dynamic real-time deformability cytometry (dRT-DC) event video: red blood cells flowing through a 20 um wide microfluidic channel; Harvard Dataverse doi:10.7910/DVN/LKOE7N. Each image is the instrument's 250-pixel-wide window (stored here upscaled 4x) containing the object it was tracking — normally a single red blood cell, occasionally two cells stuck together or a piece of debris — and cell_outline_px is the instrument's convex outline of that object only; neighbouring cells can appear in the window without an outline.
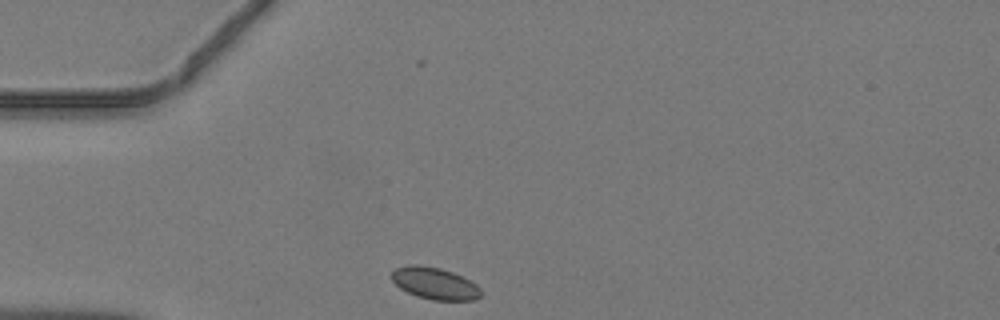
{"species": "common noctule bat (a hibernating species)", "species_latin": "Nyctalus noctula", "temperature_condition": "warm", "stored_images_in_passage": 36, "segment_of_instrument_passage": [1, 2], "camera_frame_rate_fps": 3000, "um_per_image_px": 0.085, "animal": {"sex": "male", "body_mass_g": 19.2, "forearm_length_mm": 51.8}, "frame": {"image": 1, "passage_image": 1, "time_ms": 0.0, "image_size_px": [1000, 320], "cell_outline_px": [[480, 296], [476, 300], [432, 300], [416, 296], [400, 288], [392, 280], [392, 272], [396, 268], [408, 264], [416, 264], [440, 268], [464, 276], [476, 284], [480, 288]], "centroid_in_image_um": [36.96, 24.08], "position_along_channel_um": 48.0, "area_um2": 16.65}}
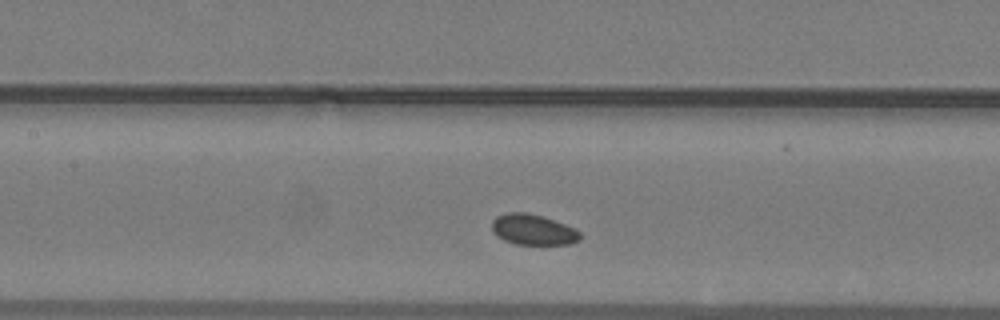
{"frame": {"image": 2, "passage_image": 10, "time_ms": 3.0, "image_size_px": [1000, 320], "cell_outline_px": [[580, 240], [572, 244], [516, 244], [504, 240], [496, 236], [492, 232], [492, 220], [496, 216], [508, 212], [524, 212], [540, 216], [576, 228], [580, 232]], "centroid_in_image_um": [45.29, 19.53], "position_along_channel_um": 162.1, "area_um2": 15.72}}
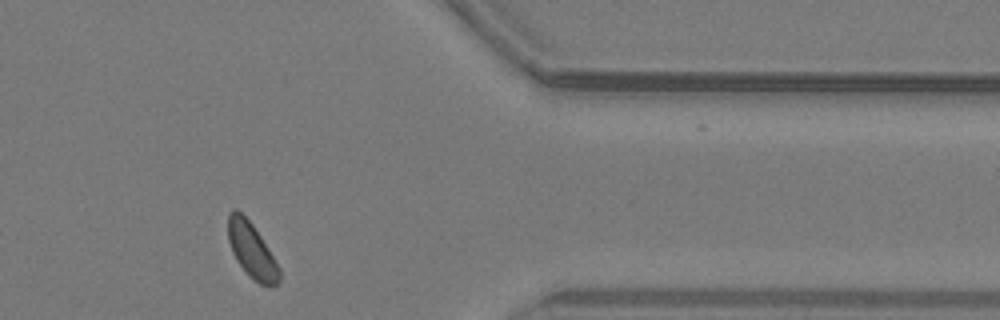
{"frame": {"image": 3, "passage_image": 27, "time_ms": 8.667, "image_size_px": [1000, 320], "cell_outline_px": [[280, 280], [276, 284], [260, 284], [236, 260], [232, 252], [228, 240], [228, 212], [232, 208], [236, 208], [252, 224], [268, 248], [280, 268]], "centroid_in_image_um": [21.37, 21.22], "position_along_channel_um": 390.0, "area_um2": 15.95}}